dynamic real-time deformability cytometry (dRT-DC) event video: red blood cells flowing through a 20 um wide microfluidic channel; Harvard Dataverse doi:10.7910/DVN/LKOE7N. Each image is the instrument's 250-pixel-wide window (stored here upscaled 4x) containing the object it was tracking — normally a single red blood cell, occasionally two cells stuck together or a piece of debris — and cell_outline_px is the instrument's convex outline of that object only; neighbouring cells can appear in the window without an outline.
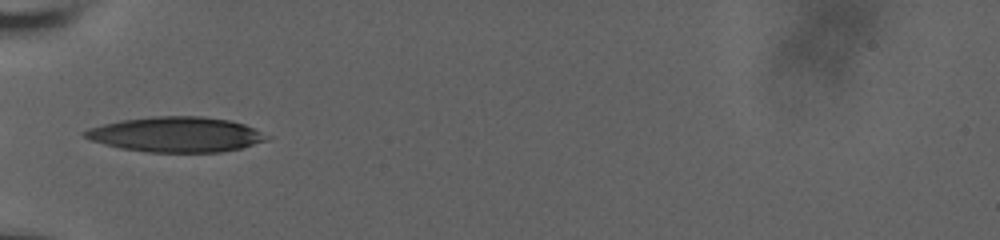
{"species": "human", "species_latin": "Homo sapiens", "temperature_condition": "room temperature", "stored_images_in_passage": 46, "camera_frame_rate_fps": 3000, "um_per_image_px": 0.085, "donor": {"sex": "male"}, "frame": {"image": 1, "passage_image": 1, "time_ms": 0.0, "image_size_px": [1000, 240], "cell_outline_px": [[276, 136], [268, 140], [240, 148], [220, 152], [148, 152], [120, 148], [104, 144], [92, 140], [84, 136], [80, 132], [88, 128], [120, 120], [152, 116], [204, 116], [228, 120], [244, 124]], "centroid_in_image_um": [15.02, 11.42], "position_along_channel_um": 70.0, "area_um2": 37.57}}
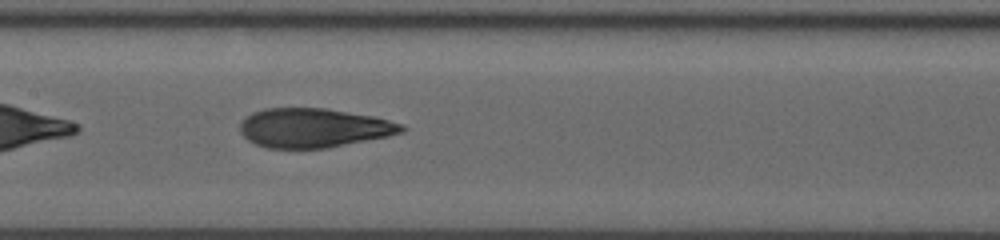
{"frame": {"image": 2, "passage_image": 13, "time_ms": 3.0, "image_size_px": [1000, 240], "cell_outline_px": [[408, 128], [404, 132], [388, 136], [328, 148], [268, 148], [256, 144], [248, 140], [240, 132], [240, 124], [252, 112], [264, 108], [324, 108], [372, 116], [404, 124]], "centroid_in_image_um": [26.68, 10.87], "position_along_channel_um": 180.7, "area_um2": 36.88}}
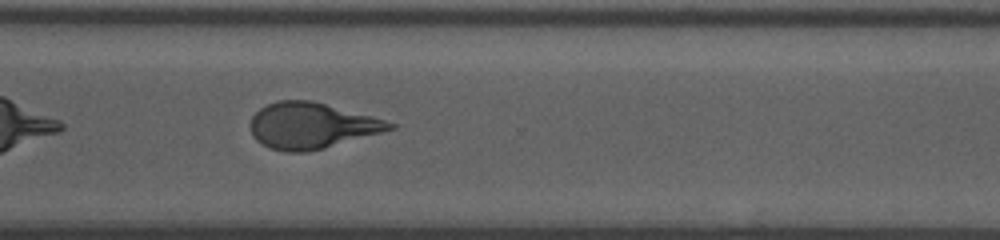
{"frame": {"image": 3, "passage_image": 30, "time_ms": 7.333, "image_size_px": [1000, 240], "cell_outline_px": [[396, 128], [324, 148], [304, 152], [284, 152], [272, 148], [256, 140], [252, 136], [252, 116], [260, 108], [276, 100], [312, 100], [372, 116], [396, 124]], "centroid_in_image_um": [26.48, 10.67], "position_along_channel_um": 344.1, "area_um2": 36.93}, "authors_computed_cell_mechanics": {"area_um2": 37.281, "velocity_mm_per_s": 3.777, "shape_relaxation_time_tau1_ms": 8.9972, "shape_relaxation_time_tau2_ms": 1.4597, "deformation_change_tau1": 0.2899, "deformation_change_tau2": 0.0917}}